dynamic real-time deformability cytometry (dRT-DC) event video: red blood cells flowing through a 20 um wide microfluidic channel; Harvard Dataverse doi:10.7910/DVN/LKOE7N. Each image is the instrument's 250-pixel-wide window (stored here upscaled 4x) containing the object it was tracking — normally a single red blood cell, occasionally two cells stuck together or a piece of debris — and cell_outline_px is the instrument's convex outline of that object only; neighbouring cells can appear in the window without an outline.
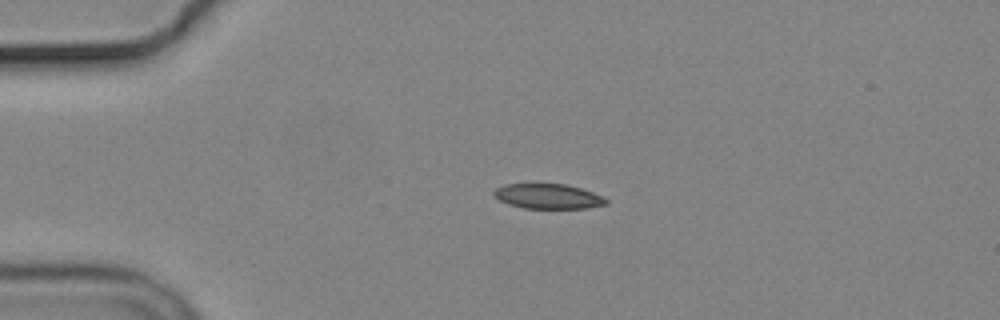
{"species": "common noctule bat (a hibernating species)", "species_latin": "Nyctalus noctula", "temperature_condition": "cold", "stored_images_in_passage": 4, "camera_frame_rate_fps": 3000, "um_per_image_px": 0.085, "animal": {"sex": "male", "body_mass_g": 19.2, "forearm_length_mm": 51.8}, "frame": {"image": 1, "passage_image": 3, "time_ms": 3.0, "image_size_px": [1000, 320], "cell_outline_px": [[608, 204], [584, 208], [524, 208], [508, 204], [492, 196], [492, 192], [496, 188], [504, 184], [532, 180], [536, 180], [564, 184], [580, 188], [592, 192], [608, 200]], "centroid_in_image_um": [46.47, 16.62], "position_along_channel_um": 38.5, "area_um2": 17.11}}